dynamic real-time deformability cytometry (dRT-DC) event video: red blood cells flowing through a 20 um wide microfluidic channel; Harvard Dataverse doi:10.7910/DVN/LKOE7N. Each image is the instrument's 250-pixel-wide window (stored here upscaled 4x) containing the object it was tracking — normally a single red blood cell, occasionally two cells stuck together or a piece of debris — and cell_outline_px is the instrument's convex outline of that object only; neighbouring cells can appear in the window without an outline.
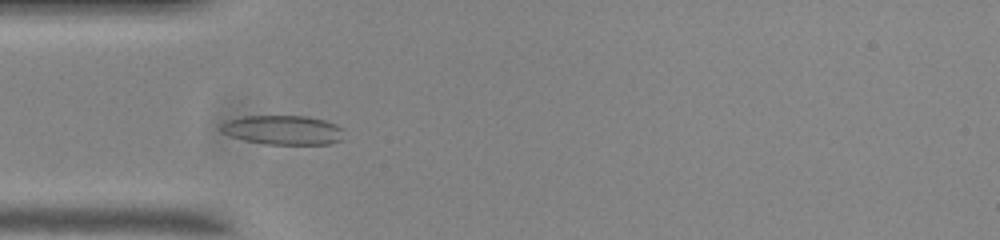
{"species": "common noctule bat (a hibernating species)", "species_latin": "Nyctalus noctula", "temperature_condition": "room temperature", "stored_images_in_passage": 34, "camera_frame_rate_fps": 3000, "um_per_image_px": 0.085, "animal": {"sex": "male", "body_mass_g": 20.0, "forearm_length_mm": 53.3}, "frame": {"image": 1, "passage_image": 6, "time_ms": 1.667, "image_size_px": [1000, 240], "cell_outline_px": [[344, 140], [332, 144], [264, 144], [244, 140], [232, 136], [224, 132], [220, 128], [220, 124], [228, 120], [244, 116], [308, 116], [324, 120], [336, 124], [344, 128]], "centroid_in_image_um": [24.14, 11.05], "position_along_channel_um": 60.9, "area_um2": 21.21}}
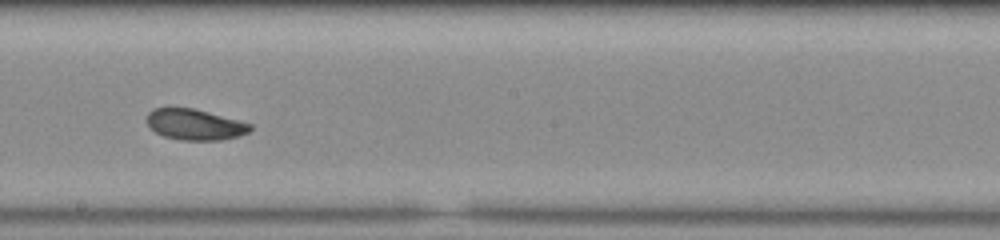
{"frame": {"image": 2, "passage_image": 20, "time_ms": 6.333, "image_size_px": [1000, 240], "cell_outline_px": [[252, 128], [248, 132], [240, 136], [220, 140], [180, 140], [164, 136], [156, 132], [144, 120], [148, 112], [152, 108], [192, 108], [208, 112], [252, 124]], "centroid_in_image_um": [16.54, 10.59], "position_along_channel_um": 231.7, "area_um2": 18.55}}
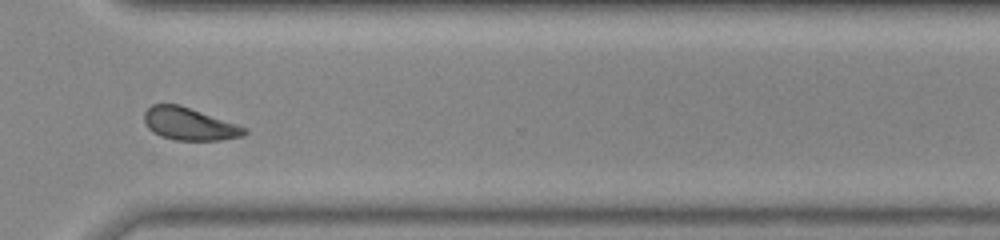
{"frame": {"image": 3, "passage_image": 30, "time_ms": 9.667, "image_size_px": [1000, 240], "cell_outline_px": [[248, 132], [244, 136], [220, 140], [176, 140], [160, 136], [152, 132], [144, 124], [144, 112], [152, 104], [180, 104], [248, 128]], "centroid_in_image_um": [16.09, 10.53], "position_along_channel_um": 354.5, "area_um2": 19.13}, "authors_computed_cell_mechanics": {"area_um2": 19.1896, "velocity_mm_per_s": 3.6721, "shape_relaxation_time_tau1_ms": 6.7791, "shape_relaxation_time_tau2_ms": 4.1197, "deformation_change_tau1": 0.1299, "deformation_change_tau2": 0.0892}}